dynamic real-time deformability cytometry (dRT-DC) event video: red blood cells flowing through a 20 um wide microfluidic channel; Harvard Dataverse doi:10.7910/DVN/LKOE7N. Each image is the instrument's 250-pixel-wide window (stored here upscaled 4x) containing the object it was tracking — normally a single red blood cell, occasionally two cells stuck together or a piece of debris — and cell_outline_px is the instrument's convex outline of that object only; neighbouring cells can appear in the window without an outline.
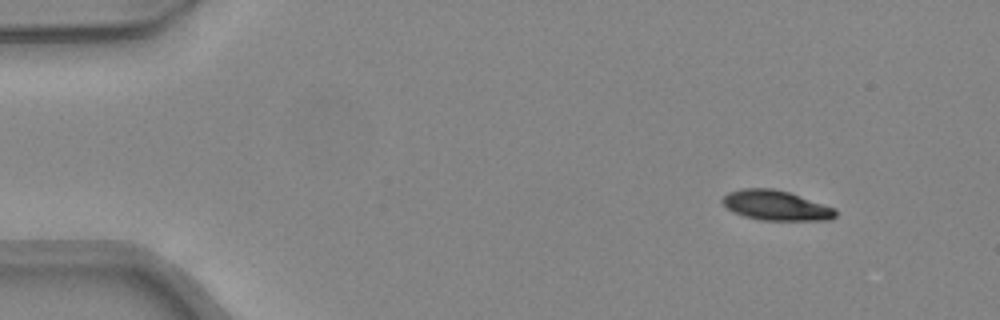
{"species": "common noctule bat (a hibernating species)", "species_latin": "Nyctalus noctula", "temperature_condition": "warm", "stored_images_in_passage": 43, "camera_frame_rate_fps": 3000, "um_per_image_px": 0.085, "animal": {"sex": "female", "body_mass_g": 24.6, "forearm_length_mm": 56.2}, "frame": {"image": 1, "passage_image": 1, "time_ms": 0.0, "image_size_px": [1000, 320], "cell_outline_px": [[836, 216], [832, 220], [760, 220], [744, 216], [732, 212], [720, 200], [728, 192], [740, 188], [772, 188], [788, 192], [836, 208]], "centroid_in_image_um": [65.95, 17.46], "position_along_channel_um": 19.1, "area_um2": 19.77}}
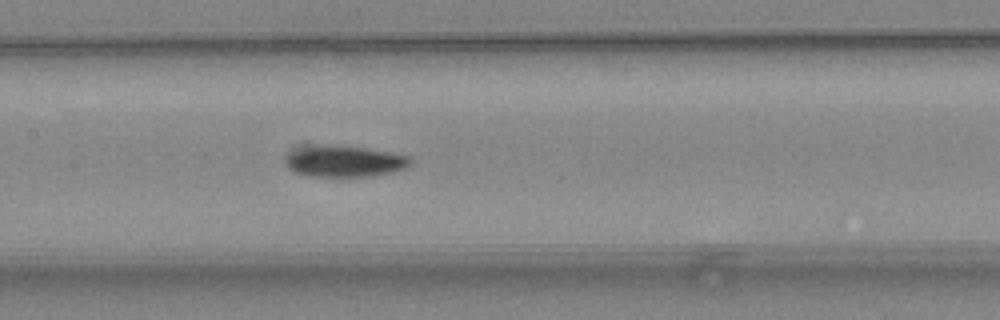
{"frame": {"image": 2, "passage_image": 19, "time_ms": 6.0, "image_size_px": [1000, 320], "cell_outline_px": [[412, 164], [404, 168], [392, 172], [372, 176], [308, 176], [296, 172], [288, 168], [284, 160], [292, 152], [300, 148], [364, 148], [388, 152], [408, 156], [412, 160]], "centroid_in_image_um": [29.34, 13.77], "position_along_channel_um": 178.1, "area_um2": 21.56}}
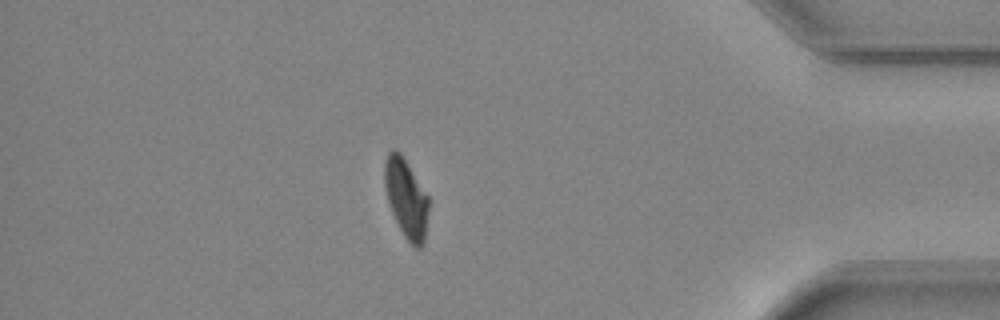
{"frame": {"image": 3, "passage_image": 37, "time_ms": 12.0, "image_size_px": [1000, 320], "cell_outline_px": [[428, 208], [424, 244], [420, 248], [416, 248], [404, 236], [392, 212], [388, 200], [384, 184], [384, 160], [388, 152], [392, 148], [396, 148], [400, 152], [428, 196]], "centroid_in_image_um": [34.51, 16.82], "position_along_channel_um": 400.7, "area_um2": 20.06}, "authors_computed_cell_mechanics": {"area_um2": 21.6172, "velocity_mm_per_s": 4.3541, "shape_relaxation_time_tau1_ms": 3.7298, "shape_relaxation_time_tau2_ms": null, "deformation_change_tau1": 0.1484, "deformation_change_tau2": null}}